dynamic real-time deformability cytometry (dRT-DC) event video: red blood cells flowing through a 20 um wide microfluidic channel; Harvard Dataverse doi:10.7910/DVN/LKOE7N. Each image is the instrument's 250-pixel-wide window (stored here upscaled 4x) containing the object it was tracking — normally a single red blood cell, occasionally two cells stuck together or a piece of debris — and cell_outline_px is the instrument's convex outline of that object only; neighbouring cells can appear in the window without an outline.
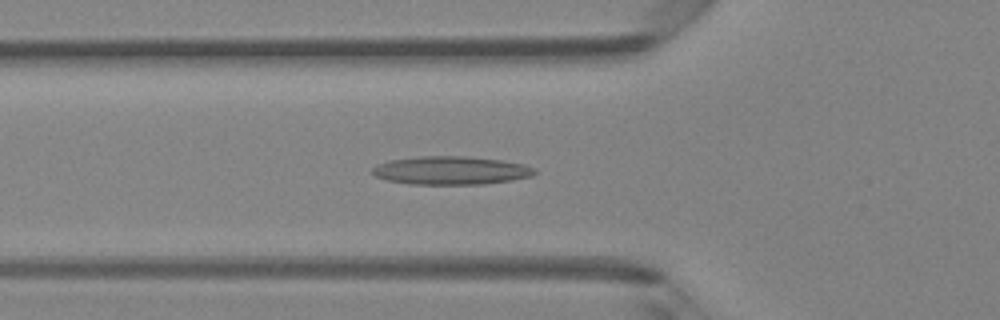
{"species": "Egyptian fruit bat (a non-hibernating species)", "species_latin": "Rousettus aegyptiacus", "temperature_condition": "room temperature", "stored_images_in_passage": 48, "camera_frame_rate_fps": 3000, "um_per_image_px": 0.085, "animal": {"sex": "female"}, "frame": {"image": 1, "passage_image": 17, "time_ms": 5.333, "image_size_px": [1000, 320], "cell_outline_px": [[536, 172], [532, 176], [512, 180], [484, 184], [408, 184], [388, 180], [376, 176], [372, 172], [372, 168], [376, 164], [392, 160], [416, 156], [464, 156], [500, 160], [524, 164], [536, 168]], "centroid_in_image_um": [38.34, 14.49], "position_along_channel_um": 87.5, "area_um2": 26.76}}
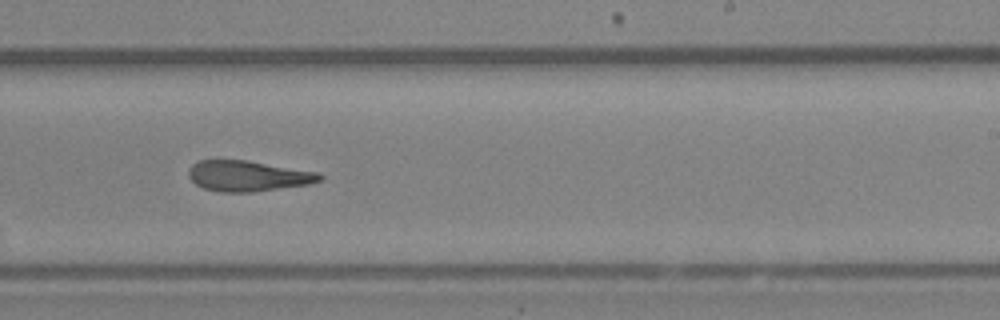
{"frame": {"image": 2, "passage_image": 30, "time_ms": 9.667, "image_size_px": [1000, 320], "cell_outline_px": [[324, 180], [312, 184], [252, 192], [220, 192], [204, 188], [196, 184], [188, 176], [188, 168], [192, 164], [200, 160], [248, 160], [320, 172], [324, 176]], "centroid_in_image_um": [21.14, 14.95], "position_along_channel_um": 267.9, "area_um2": 23.76}}
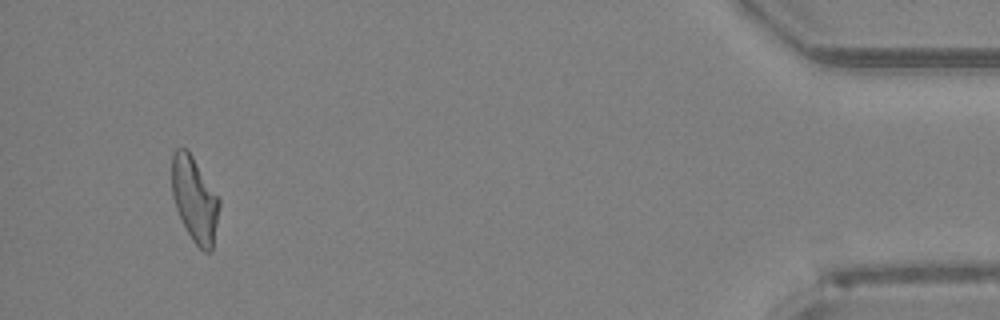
{"frame": {"image": 3, "passage_image": 46, "time_ms": 15.0, "image_size_px": [1000, 320], "cell_outline_px": [[220, 204], [212, 252], [204, 252], [192, 240], [176, 208], [172, 196], [172, 152], [176, 148], [188, 148], [220, 196]], "centroid_in_image_um": [16.57, 16.9], "position_along_channel_um": 418.6, "area_um2": 23.87}, "authors_computed_cell_mechanics": {"area_um2": 24.3049, "velocity_mm_per_s": 4.1796, "shape_relaxation_time_tau1_ms": null, "shape_relaxation_time_tau2_ms": 6.6612, "deformation_change_tau1": null, "deformation_change_tau2": 0.1865}}